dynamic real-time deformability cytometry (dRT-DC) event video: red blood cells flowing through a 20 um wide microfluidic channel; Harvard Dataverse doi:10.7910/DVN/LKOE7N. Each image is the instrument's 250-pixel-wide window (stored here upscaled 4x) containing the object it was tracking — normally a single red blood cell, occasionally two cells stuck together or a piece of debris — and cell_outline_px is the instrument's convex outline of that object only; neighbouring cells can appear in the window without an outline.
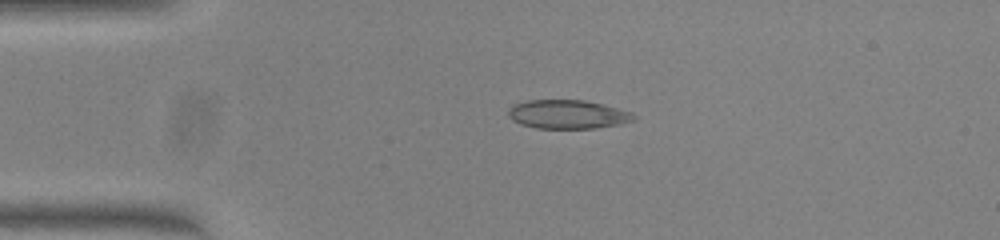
{"species": "common noctule bat (a hibernating species)", "species_latin": "Nyctalus noctula", "temperature_condition": "warm", "stored_images_in_passage": 40, "camera_frame_rate_fps": 3000, "um_per_image_px": 0.085, "animal": {"sex": "female", "body_mass_g": 23.0, "forearm_length_mm": 53.4}, "frame": {"image": 1, "passage_image": 1, "time_ms": 0.0, "image_size_px": [1000, 240], "cell_outline_px": [[636, 120], [620, 124], [596, 128], [536, 128], [520, 124], [512, 120], [508, 116], [508, 108], [512, 104], [528, 100], [584, 100], [632, 112], [636, 116]], "centroid_in_image_um": [48.22, 9.72], "position_along_channel_um": 36.8, "area_um2": 21.1}}
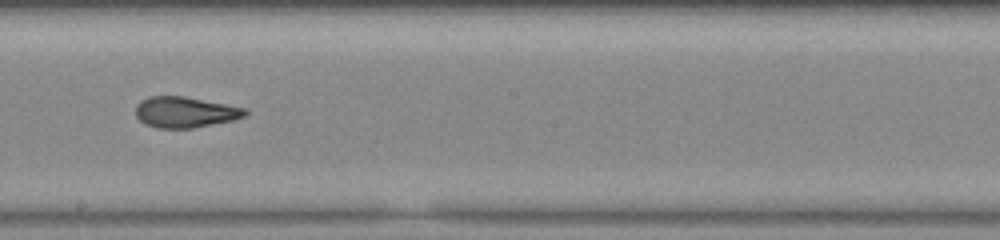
{"frame": {"image": 2, "passage_image": 18, "time_ms": 5.667, "image_size_px": [1000, 240], "cell_outline_px": [[248, 112], [244, 116], [232, 120], [192, 128], [156, 128], [144, 124], [136, 116], [136, 104], [140, 100], [148, 96], [184, 96], [248, 108]], "centroid_in_image_um": [15.71, 9.52], "position_along_channel_um": 232.5, "area_um2": 19.77}}
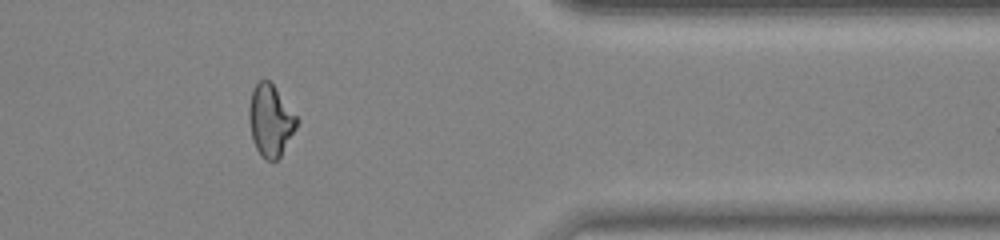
{"frame": {"image": 3, "passage_image": 31, "time_ms": 10.0, "image_size_px": [1000, 240], "cell_outline_px": [[300, 120], [296, 128], [280, 156], [276, 160], [264, 160], [260, 156], [252, 140], [248, 120], [248, 108], [252, 88], [260, 80], [268, 80], [272, 84]], "centroid_in_image_um": [22.96, 10.25], "position_along_channel_um": 388.4, "area_um2": 20.0}, "authors_computed_cell_mechanics": {"area_um2": 20.2878, "velocity_mm_per_s": 4.0683, "shape_relaxation_time_tau1_ms": 10.1023, "shape_relaxation_time_tau2_ms": 1.8013, "deformation_change_tau1": 0.2509, "deformation_change_tau2": 0.0759}}